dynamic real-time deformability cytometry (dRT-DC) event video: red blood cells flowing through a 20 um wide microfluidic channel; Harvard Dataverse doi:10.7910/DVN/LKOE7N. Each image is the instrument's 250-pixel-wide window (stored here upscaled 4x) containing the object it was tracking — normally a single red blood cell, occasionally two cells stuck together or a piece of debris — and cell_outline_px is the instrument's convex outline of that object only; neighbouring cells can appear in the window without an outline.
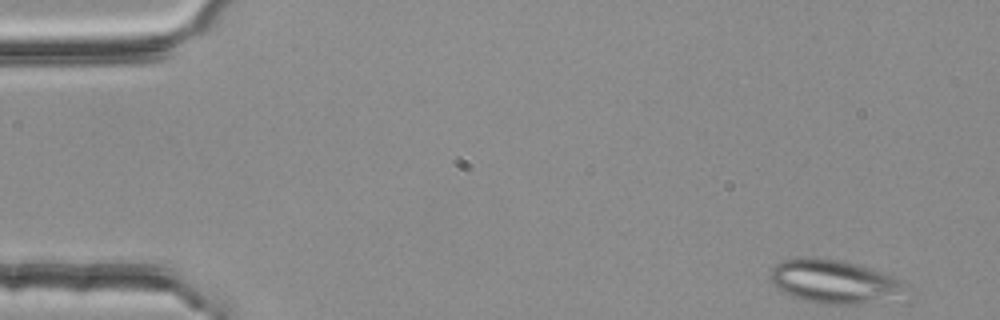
{"species": "common noctule bat (a hibernating species)", "species_latin": "Nyctalus noctula", "temperature_condition": "room temperature", "stored_images_in_passage": 49, "segment_of_instrument_passage": [1, 2], "camera_frame_rate_fps": 3000, "um_per_image_px": 0.085, "animal": {"sex": "female", "body_mass_g": 25.1}, "frame": {"image": 1, "passage_image": 1, "time_ms": 0.0, "image_size_px": [1000, 320], "cell_outline_px": [[912, 300], [908, 304], [820, 304], [800, 300], [784, 292], [768, 276], [772, 268], [780, 260], [800, 256], [804, 256], [836, 260], [868, 268], [904, 280], [912, 284]], "centroid_in_image_um": [71.24, 24.03], "position_along_channel_um": 13.8, "area_um2": 36.65}}